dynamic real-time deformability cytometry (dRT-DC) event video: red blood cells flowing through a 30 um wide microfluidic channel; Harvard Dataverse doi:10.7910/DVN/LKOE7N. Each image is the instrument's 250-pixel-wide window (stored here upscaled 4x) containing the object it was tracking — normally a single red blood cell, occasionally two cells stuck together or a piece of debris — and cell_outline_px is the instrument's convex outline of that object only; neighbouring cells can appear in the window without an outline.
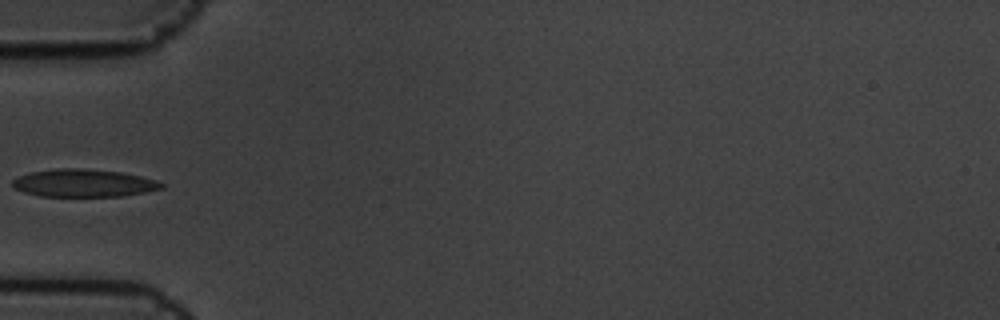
{"species": "common noctule bat (a hibernating species)", "species_latin": "Nyctalus noctula", "temperature_condition": "cold", "stored_images_in_passage": 10, "camera_frame_rate_fps": 3000, "um_per_image_px": 0.085, "animal": {"sex": "male", "body_mass_g": 19.5, "forearm_length_mm": 54.6}, "frame": {"image": 1, "passage_image": 4, "time_ms": 1.0, "image_size_px": [1000, 320], "cell_outline_px": [[164, 188], [124, 196], [40, 196], [24, 192], [12, 188], [12, 180], [28, 172], [56, 168], [80, 168], [120, 172], [140, 176], [156, 180], [164, 184]], "centroid_in_image_um": [7.08, 15.56], "position_along_channel_um": 77.9, "area_um2": 24.1}}
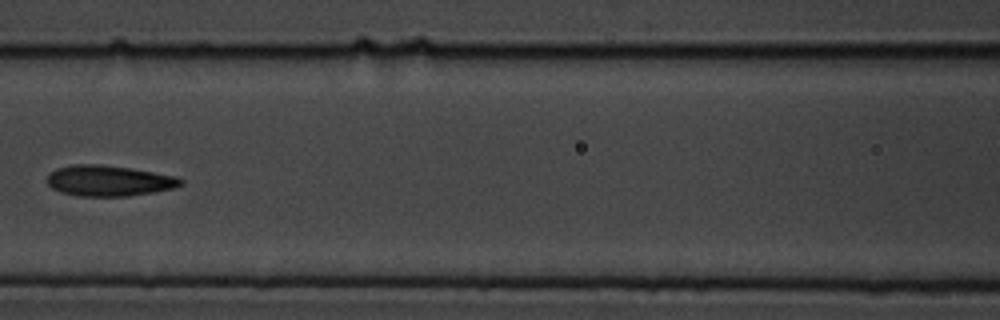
{"frame": {"image": 2, "passage_image": 6, "time_ms": 1.667, "image_size_px": [1000, 320], "cell_outline_px": [[184, 184], [176, 188], [128, 196], [80, 196], [60, 192], [52, 188], [48, 184], [48, 172], [56, 168], [76, 164], [100, 164], [128, 168], [176, 176], [184, 180]], "centroid_in_image_um": [9.26, 15.36], "position_along_channel_um": 157.3, "area_um2": 23.93}}
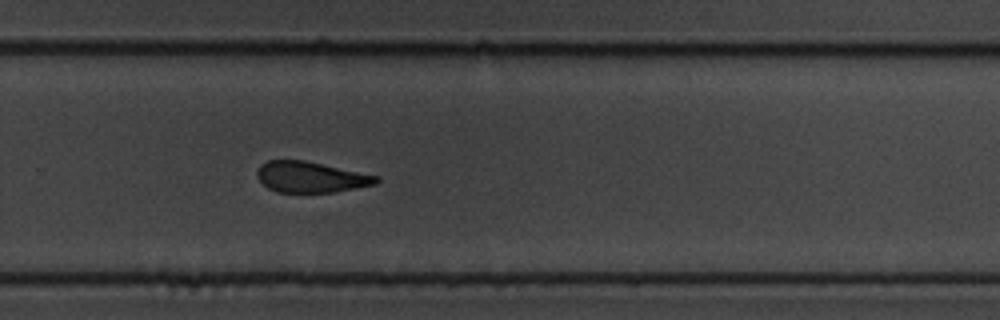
{"frame": {"image": 3, "passage_image": 10, "time_ms": 3.0, "image_size_px": [1000, 320], "cell_outline_px": [[380, 180], [376, 184], [332, 192], [276, 192], [268, 188], [256, 176], [256, 172], [260, 164], [268, 160], [304, 160], [380, 176]], "centroid_in_image_um": [26.4, 15.04], "position_along_channel_um": 303.4, "area_um2": 21.39}}